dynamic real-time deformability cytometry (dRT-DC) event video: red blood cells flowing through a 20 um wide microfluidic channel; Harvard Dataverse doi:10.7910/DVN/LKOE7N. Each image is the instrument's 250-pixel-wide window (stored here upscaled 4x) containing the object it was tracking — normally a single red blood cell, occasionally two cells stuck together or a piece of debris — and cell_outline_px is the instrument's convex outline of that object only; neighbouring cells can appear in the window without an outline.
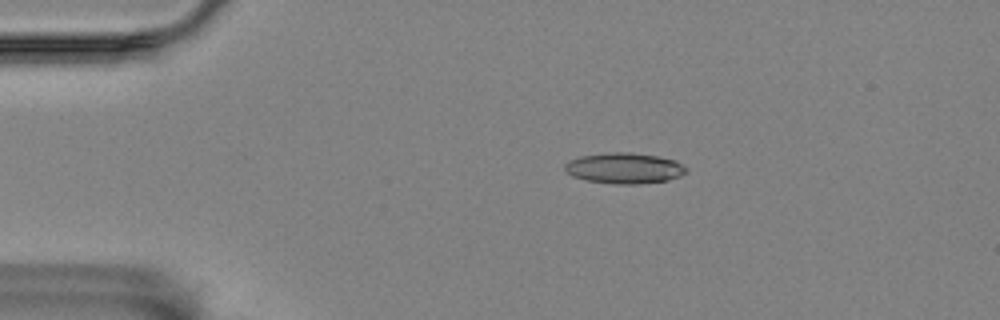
{"species": "Egyptian fruit bat (a non-hibernating species)", "species_latin": "Rousettus aegyptiacus", "temperature_condition": "room temperature", "stored_images_in_passage": 4, "camera_frame_rate_fps": 3000, "um_per_image_px": 0.085, "animal": {"sex": "female"}, "frame": {"image": 1, "passage_image": 3, "time_ms": 2.0, "image_size_px": [1000, 320], "cell_outline_px": [[688, 172], [680, 176], [668, 180], [636, 184], [616, 184], [588, 180], [572, 176], [564, 168], [564, 164], [568, 160], [580, 156], [608, 152], [632, 152], [656, 156], [672, 160], [688, 168]], "centroid_in_image_um": [53.05, 14.29], "position_along_channel_um": 31.9, "area_um2": 21.68}}